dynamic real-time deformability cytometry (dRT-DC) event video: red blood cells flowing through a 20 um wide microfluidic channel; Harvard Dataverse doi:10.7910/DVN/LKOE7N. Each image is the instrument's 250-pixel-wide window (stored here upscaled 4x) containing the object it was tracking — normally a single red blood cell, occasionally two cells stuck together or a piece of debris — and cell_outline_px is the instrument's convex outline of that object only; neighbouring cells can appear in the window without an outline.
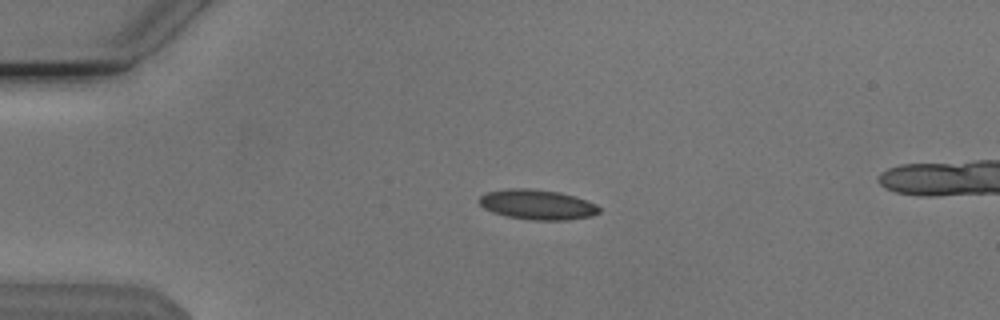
{"species": "Egyptian fruit bat (a non-hibernating species)", "species_latin": "Rousettus aegyptiacus", "temperature_condition": "cold", "stored_images_in_passage": 44, "camera_frame_rate_fps": 3000, "um_per_image_px": 0.085, "animal": {"sex": "male"}, "frame": {"image": 1, "passage_image": 3, "time_ms": 0.667, "image_size_px": [1000, 320], "cell_outline_px": [[600, 212], [592, 216], [568, 220], [532, 220], [508, 216], [492, 212], [484, 208], [476, 200], [480, 196], [488, 192], [508, 188], [524, 188], [556, 192], [572, 196], [596, 204], [600, 208]], "centroid_in_image_um": [45.64, 17.4], "position_along_channel_um": 39.4, "area_um2": 20.75}}
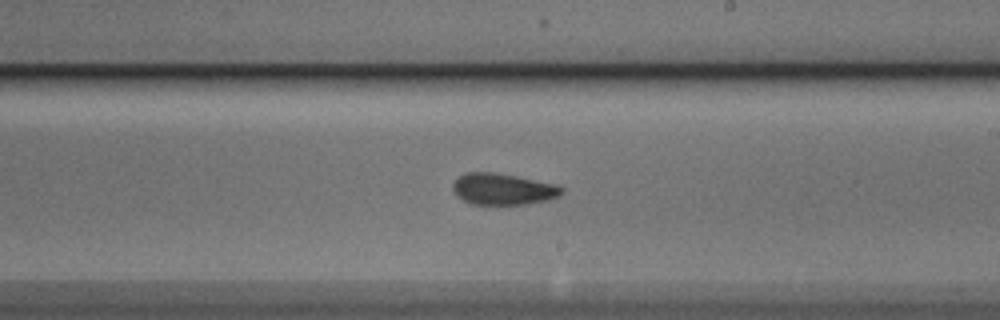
{"frame": {"image": 2, "passage_image": 22, "time_ms": 7.0, "image_size_px": [1000, 320], "cell_outline_px": [[564, 192], [560, 196], [548, 200], [528, 204], [472, 204], [456, 196], [452, 188], [452, 184], [464, 172], [492, 172], [516, 176], [552, 184], [564, 188]], "centroid_in_image_um": [42.74, 16.08], "position_along_channel_um": 246.3, "area_um2": 19.83}}
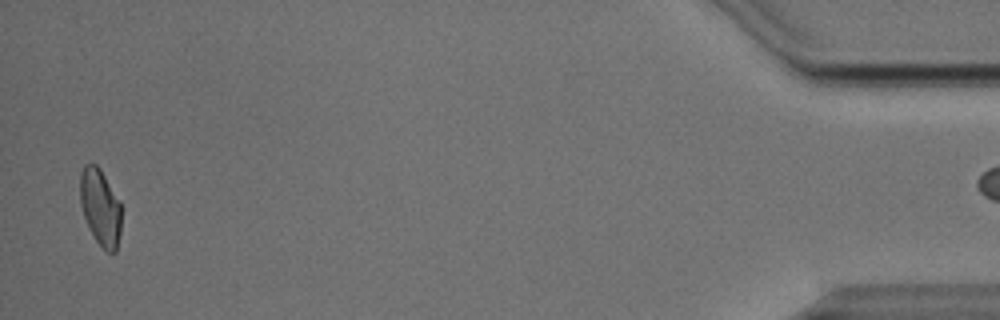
{"frame": {"image": 3, "passage_image": 43, "time_ms": 14.0, "image_size_px": [1000, 320], "cell_outline_px": [[120, 232], [116, 252], [108, 252], [96, 240], [88, 228], [80, 204], [80, 172], [84, 164], [96, 164], [100, 168], [120, 204]], "centroid_in_image_um": [8.5, 17.6], "position_along_channel_um": 426.7, "area_um2": 18.15}}